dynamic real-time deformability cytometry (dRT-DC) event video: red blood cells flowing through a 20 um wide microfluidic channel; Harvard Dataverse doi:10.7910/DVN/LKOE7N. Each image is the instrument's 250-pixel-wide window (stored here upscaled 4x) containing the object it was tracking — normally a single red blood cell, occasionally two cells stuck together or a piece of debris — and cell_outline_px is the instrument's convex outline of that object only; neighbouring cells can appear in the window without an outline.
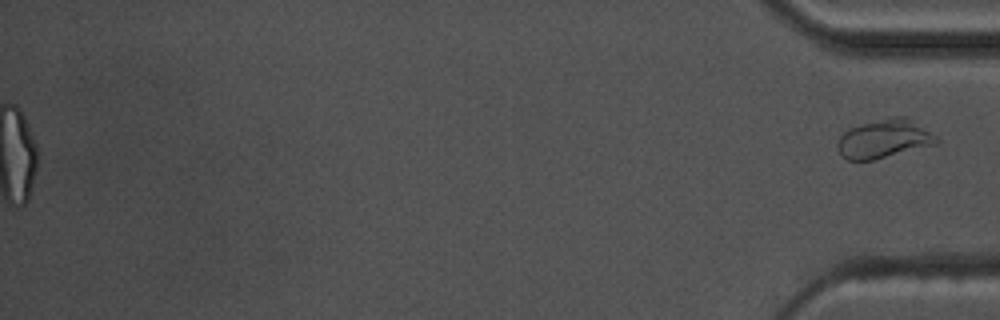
{"species": "common noctule bat (a hibernating species)", "species_latin": "Nyctalus noctula", "temperature_condition": "warm", "stored_images_in_passage": 56, "segment_of_instrument_passage": [2, 2], "camera_frame_rate_fps": 3000, "um_per_image_px": 0.085, "animal": {"sex": "male", "body_mass_g": 17.5, "forearm_length_mm": 52.3}, "frame": {"image": 1, "passage_image": 56, "time_ms": 18.333, "image_size_px": [1000, 320], "cell_outline_px": [[940, 140], [936, 144], [872, 160], [848, 160], [840, 156], [836, 144], [840, 136], [848, 128], [888, 116], [904, 116], [936, 136]], "centroid_in_image_um": [75.09, 11.8], "position_along_channel_um": 360.1, "area_um2": 22.14}}